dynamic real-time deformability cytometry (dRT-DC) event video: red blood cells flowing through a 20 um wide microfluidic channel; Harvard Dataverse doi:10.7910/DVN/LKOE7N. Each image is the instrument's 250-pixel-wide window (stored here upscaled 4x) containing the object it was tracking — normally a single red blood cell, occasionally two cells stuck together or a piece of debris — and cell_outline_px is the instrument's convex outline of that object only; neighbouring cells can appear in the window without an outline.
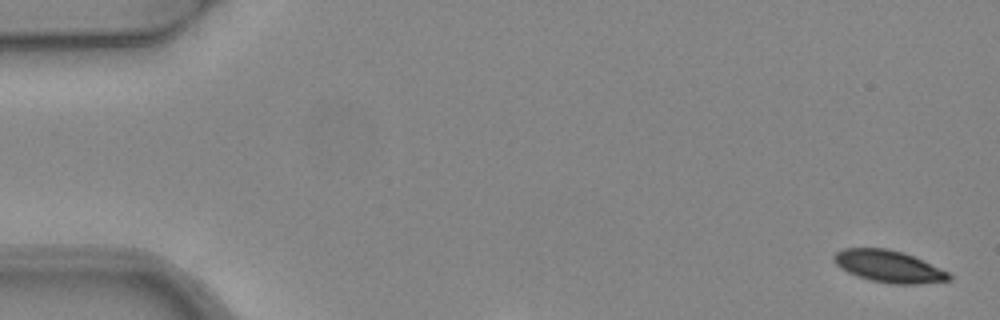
{"species": "common noctule bat (a hibernating species)", "species_latin": "Nyctalus noctula", "temperature_condition": "warm", "stored_images_in_passage": 5, "camera_frame_rate_fps": 3000, "um_per_image_px": 0.085, "animal": {"sex": "female", "body_mass_g": 24.6, "forearm_length_mm": 56.2}, "frame": {"image": 1, "passage_image": 1, "time_ms": 0.0, "image_size_px": [1000, 320], "cell_outline_px": [[952, 280], [916, 284], [892, 284], [872, 280], [848, 272], [840, 268], [832, 260], [832, 256], [836, 252], [844, 248], [888, 248], [904, 252], [948, 272], [952, 276]], "centroid_in_image_um": [75.53, 22.63], "position_along_channel_um": 9.5, "area_um2": 21.33}}
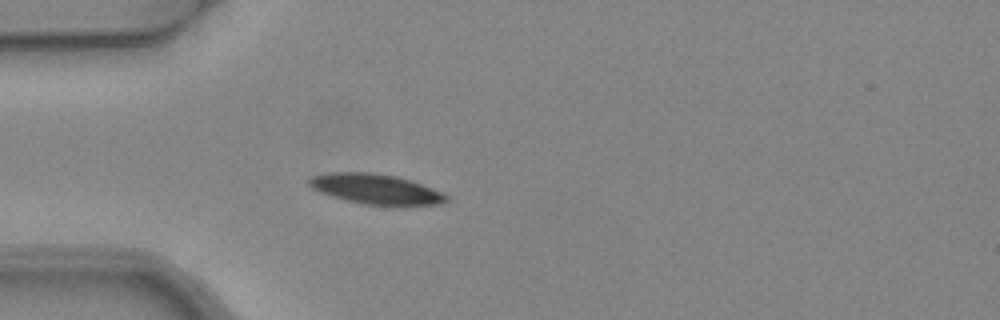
{"frame": {"image": 2, "passage_image": 5, "time_ms": 1.333, "image_size_px": [1000, 320], "cell_outline_px": [[448, 200], [440, 204], [360, 204], [332, 196], [320, 192], [312, 188], [308, 184], [308, 176], [328, 172], [372, 172], [396, 176], [412, 180], [432, 188], [448, 196]], "centroid_in_image_um": [31.87, 16.04], "position_along_channel_um": 53.1, "area_um2": 23.87}}